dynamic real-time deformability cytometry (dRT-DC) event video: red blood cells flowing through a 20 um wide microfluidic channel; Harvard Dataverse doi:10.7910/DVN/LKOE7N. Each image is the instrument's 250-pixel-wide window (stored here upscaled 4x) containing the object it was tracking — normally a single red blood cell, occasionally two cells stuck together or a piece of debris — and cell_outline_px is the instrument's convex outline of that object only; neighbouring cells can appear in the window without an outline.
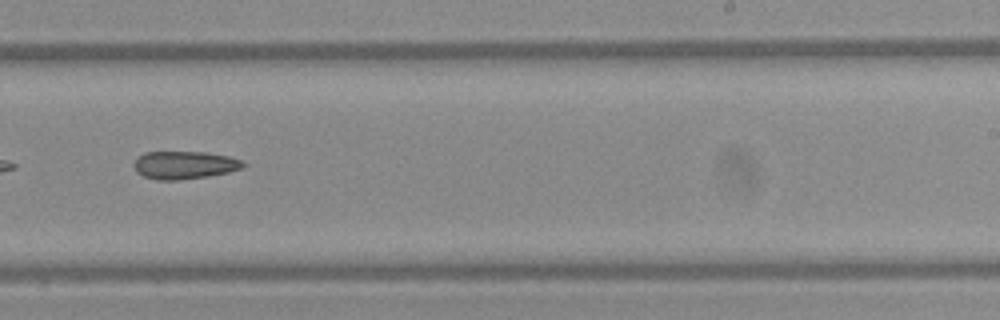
{"species": "Egyptian fruit bat (a non-hibernating species)", "species_latin": "Rousettus aegyptiacus", "temperature_condition": "warm", "stored_images_in_passage": 35, "camera_frame_rate_fps": 3000, "um_per_image_px": 0.085, "frame": {"image": 1, "passage_image": 20, "time_ms": 6.333, "image_size_px": [1000, 320], "cell_outline_px": [[244, 168], [228, 172], [204, 176], [176, 180], [156, 180], [144, 176], [136, 172], [132, 164], [136, 156], [144, 152], [208, 152], [228, 156], [244, 160]], "centroid_in_image_um": [15.64, 14.01], "position_along_channel_um": 273.4, "area_um2": 17.86}}